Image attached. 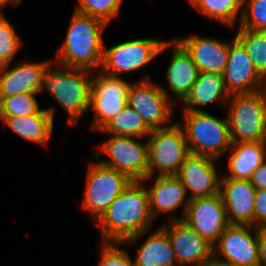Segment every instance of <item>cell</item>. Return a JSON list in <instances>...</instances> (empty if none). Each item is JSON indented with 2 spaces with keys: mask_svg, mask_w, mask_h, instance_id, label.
Returning <instances> with one entry per match:
<instances>
[{
  "mask_svg": "<svg viewBox=\"0 0 266 266\" xmlns=\"http://www.w3.org/2000/svg\"><path fill=\"white\" fill-rule=\"evenodd\" d=\"M153 220L147 189L141 181H132L97 220V225L103 235L102 243L121 245L136 242Z\"/></svg>",
  "mask_w": 266,
  "mask_h": 266,
  "instance_id": "obj_1",
  "label": "cell"
},
{
  "mask_svg": "<svg viewBox=\"0 0 266 266\" xmlns=\"http://www.w3.org/2000/svg\"><path fill=\"white\" fill-rule=\"evenodd\" d=\"M106 25L98 18L75 11L64 44L58 48L59 66L89 71L101 67L104 54L101 33Z\"/></svg>",
  "mask_w": 266,
  "mask_h": 266,
  "instance_id": "obj_2",
  "label": "cell"
},
{
  "mask_svg": "<svg viewBox=\"0 0 266 266\" xmlns=\"http://www.w3.org/2000/svg\"><path fill=\"white\" fill-rule=\"evenodd\" d=\"M91 72L62 66V69L46 68L44 87L69 114V123H77L78 118L90 108Z\"/></svg>",
  "mask_w": 266,
  "mask_h": 266,
  "instance_id": "obj_3",
  "label": "cell"
},
{
  "mask_svg": "<svg viewBox=\"0 0 266 266\" xmlns=\"http://www.w3.org/2000/svg\"><path fill=\"white\" fill-rule=\"evenodd\" d=\"M183 118L189 153L218 160L232 146L227 117L220 120L205 111H184Z\"/></svg>",
  "mask_w": 266,
  "mask_h": 266,
  "instance_id": "obj_4",
  "label": "cell"
},
{
  "mask_svg": "<svg viewBox=\"0 0 266 266\" xmlns=\"http://www.w3.org/2000/svg\"><path fill=\"white\" fill-rule=\"evenodd\" d=\"M229 99L232 144L266 141V97L262 91L231 94Z\"/></svg>",
  "mask_w": 266,
  "mask_h": 266,
  "instance_id": "obj_5",
  "label": "cell"
},
{
  "mask_svg": "<svg viewBox=\"0 0 266 266\" xmlns=\"http://www.w3.org/2000/svg\"><path fill=\"white\" fill-rule=\"evenodd\" d=\"M149 176L154 171L161 175H177L185 157L189 154L184 131L178 124L155 129L148 135Z\"/></svg>",
  "mask_w": 266,
  "mask_h": 266,
  "instance_id": "obj_6",
  "label": "cell"
},
{
  "mask_svg": "<svg viewBox=\"0 0 266 266\" xmlns=\"http://www.w3.org/2000/svg\"><path fill=\"white\" fill-rule=\"evenodd\" d=\"M171 44L170 41L148 38L128 40L109 49L104 48L102 69L99 71L107 76L120 77L121 73L143 68Z\"/></svg>",
  "mask_w": 266,
  "mask_h": 266,
  "instance_id": "obj_7",
  "label": "cell"
},
{
  "mask_svg": "<svg viewBox=\"0 0 266 266\" xmlns=\"http://www.w3.org/2000/svg\"><path fill=\"white\" fill-rule=\"evenodd\" d=\"M131 182L124 173L108 168L99 161L90 163L82 207L97 221Z\"/></svg>",
  "mask_w": 266,
  "mask_h": 266,
  "instance_id": "obj_8",
  "label": "cell"
},
{
  "mask_svg": "<svg viewBox=\"0 0 266 266\" xmlns=\"http://www.w3.org/2000/svg\"><path fill=\"white\" fill-rule=\"evenodd\" d=\"M137 138L140 137L112 135L98 147L111 161H98L108 168L124 173L132 181L144 180L149 176L148 142L143 145Z\"/></svg>",
  "mask_w": 266,
  "mask_h": 266,
  "instance_id": "obj_9",
  "label": "cell"
},
{
  "mask_svg": "<svg viewBox=\"0 0 266 266\" xmlns=\"http://www.w3.org/2000/svg\"><path fill=\"white\" fill-rule=\"evenodd\" d=\"M127 105L144 119L151 130L169 127L165 125L171 119L174 101L163 87L154 84L149 77L131 84Z\"/></svg>",
  "mask_w": 266,
  "mask_h": 266,
  "instance_id": "obj_10",
  "label": "cell"
},
{
  "mask_svg": "<svg viewBox=\"0 0 266 266\" xmlns=\"http://www.w3.org/2000/svg\"><path fill=\"white\" fill-rule=\"evenodd\" d=\"M131 83L121 77H111L100 71L91 81L90 107L94 111L91 129L100 130L127 106Z\"/></svg>",
  "mask_w": 266,
  "mask_h": 266,
  "instance_id": "obj_11",
  "label": "cell"
},
{
  "mask_svg": "<svg viewBox=\"0 0 266 266\" xmlns=\"http://www.w3.org/2000/svg\"><path fill=\"white\" fill-rule=\"evenodd\" d=\"M181 220L212 245H215L230 225L220 193L211 197L191 199Z\"/></svg>",
  "mask_w": 266,
  "mask_h": 266,
  "instance_id": "obj_12",
  "label": "cell"
},
{
  "mask_svg": "<svg viewBox=\"0 0 266 266\" xmlns=\"http://www.w3.org/2000/svg\"><path fill=\"white\" fill-rule=\"evenodd\" d=\"M171 218L170 227L163 225L162 228L169 236L178 266H207L214 258V245L185 224L182 218Z\"/></svg>",
  "mask_w": 266,
  "mask_h": 266,
  "instance_id": "obj_13",
  "label": "cell"
},
{
  "mask_svg": "<svg viewBox=\"0 0 266 266\" xmlns=\"http://www.w3.org/2000/svg\"><path fill=\"white\" fill-rule=\"evenodd\" d=\"M250 229H254V235L251 234ZM215 244L217 245L214 246L213 252L214 258L217 260L238 266H260L257 227L230 224ZM217 252L225 259H220Z\"/></svg>",
  "mask_w": 266,
  "mask_h": 266,
  "instance_id": "obj_14",
  "label": "cell"
},
{
  "mask_svg": "<svg viewBox=\"0 0 266 266\" xmlns=\"http://www.w3.org/2000/svg\"><path fill=\"white\" fill-rule=\"evenodd\" d=\"M215 159L189 153L181 165L177 176L186 191L190 190V200L211 197L220 193V181L215 169Z\"/></svg>",
  "mask_w": 266,
  "mask_h": 266,
  "instance_id": "obj_15",
  "label": "cell"
},
{
  "mask_svg": "<svg viewBox=\"0 0 266 266\" xmlns=\"http://www.w3.org/2000/svg\"><path fill=\"white\" fill-rule=\"evenodd\" d=\"M233 41L223 73L226 91L229 95L260 91L263 78L257 73L244 46L236 38Z\"/></svg>",
  "mask_w": 266,
  "mask_h": 266,
  "instance_id": "obj_16",
  "label": "cell"
},
{
  "mask_svg": "<svg viewBox=\"0 0 266 266\" xmlns=\"http://www.w3.org/2000/svg\"><path fill=\"white\" fill-rule=\"evenodd\" d=\"M220 179V194L229 224L254 226V199L257 190L250 180Z\"/></svg>",
  "mask_w": 266,
  "mask_h": 266,
  "instance_id": "obj_17",
  "label": "cell"
},
{
  "mask_svg": "<svg viewBox=\"0 0 266 266\" xmlns=\"http://www.w3.org/2000/svg\"><path fill=\"white\" fill-rule=\"evenodd\" d=\"M49 62L23 63L9 69V65L0 67V97L31 93L43 90L45 73Z\"/></svg>",
  "mask_w": 266,
  "mask_h": 266,
  "instance_id": "obj_18",
  "label": "cell"
},
{
  "mask_svg": "<svg viewBox=\"0 0 266 266\" xmlns=\"http://www.w3.org/2000/svg\"><path fill=\"white\" fill-rule=\"evenodd\" d=\"M176 41L191 56L198 72L224 73L228 62L230 44L199 36L176 39Z\"/></svg>",
  "mask_w": 266,
  "mask_h": 266,
  "instance_id": "obj_19",
  "label": "cell"
},
{
  "mask_svg": "<svg viewBox=\"0 0 266 266\" xmlns=\"http://www.w3.org/2000/svg\"><path fill=\"white\" fill-rule=\"evenodd\" d=\"M150 212L153 219L157 213H169L184 205V216L190 199L186 197V189L177 175L157 176L153 187L147 189Z\"/></svg>",
  "mask_w": 266,
  "mask_h": 266,
  "instance_id": "obj_20",
  "label": "cell"
},
{
  "mask_svg": "<svg viewBox=\"0 0 266 266\" xmlns=\"http://www.w3.org/2000/svg\"><path fill=\"white\" fill-rule=\"evenodd\" d=\"M172 59L167 69L168 85L182 101L196 82L198 69L186 50L174 39Z\"/></svg>",
  "mask_w": 266,
  "mask_h": 266,
  "instance_id": "obj_21",
  "label": "cell"
},
{
  "mask_svg": "<svg viewBox=\"0 0 266 266\" xmlns=\"http://www.w3.org/2000/svg\"><path fill=\"white\" fill-rule=\"evenodd\" d=\"M229 150L230 174L225 178L250 180L253 172L266 160V141L234 143Z\"/></svg>",
  "mask_w": 266,
  "mask_h": 266,
  "instance_id": "obj_22",
  "label": "cell"
},
{
  "mask_svg": "<svg viewBox=\"0 0 266 266\" xmlns=\"http://www.w3.org/2000/svg\"><path fill=\"white\" fill-rule=\"evenodd\" d=\"M0 118L5 125L25 140L47 145L54 125V109H41L37 114L26 117Z\"/></svg>",
  "mask_w": 266,
  "mask_h": 266,
  "instance_id": "obj_23",
  "label": "cell"
},
{
  "mask_svg": "<svg viewBox=\"0 0 266 266\" xmlns=\"http://www.w3.org/2000/svg\"><path fill=\"white\" fill-rule=\"evenodd\" d=\"M229 96V93L225 89L223 74L199 72L196 82L181 102L185 106L184 111H203L196 106H204L217 99L229 101Z\"/></svg>",
  "mask_w": 266,
  "mask_h": 266,
  "instance_id": "obj_24",
  "label": "cell"
},
{
  "mask_svg": "<svg viewBox=\"0 0 266 266\" xmlns=\"http://www.w3.org/2000/svg\"><path fill=\"white\" fill-rule=\"evenodd\" d=\"M133 262L134 266H178L169 236L162 227L140 245Z\"/></svg>",
  "mask_w": 266,
  "mask_h": 266,
  "instance_id": "obj_25",
  "label": "cell"
},
{
  "mask_svg": "<svg viewBox=\"0 0 266 266\" xmlns=\"http://www.w3.org/2000/svg\"><path fill=\"white\" fill-rule=\"evenodd\" d=\"M118 136L144 137L152 130L146 125L144 119L128 105L113 117L101 130Z\"/></svg>",
  "mask_w": 266,
  "mask_h": 266,
  "instance_id": "obj_26",
  "label": "cell"
},
{
  "mask_svg": "<svg viewBox=\"0 0 266 266\" xmlns=\"http://www.w3.org/2000/svg\"><path fill=\"white\" fill-rule=\"evenodd\" d=\"M190 3L198 11L219 20L223 24L234 26L237 15L240 11V19L242 16L243 0H189Z\"/></svg>",
  "mask_w": 266,
  "mask_h": 266,
  "instance_id": "obj_27",
  "label": "cell"
},
{
  "mask_svg": "<svg viewBox=\"0 0 266 266\" xmlns=\"http://www.w3.org/2000/svg\"><path fill=\"white\" fill-rule=\"evenodd\" d=\"M245 48L257 73L266 76V31L239 29L235 37Z\"/></svg>",
  "mask_w": 266,
  "mask_h": 266,
  "instance_id": "obj_28",
  "label": "cell"
},
{
  "mask_svg": "<svg viewBox=\"0 0 266 266\" xmlns=\"http://www.w3.org/2000/svg\"><path fill=\"white\" fill-rule=\"evenodd\" d=\"M35 94L22 93L0 97V117H26L37 114L41 109Z\"/></svg>",
  "mask_w": 266,
  "mask_h": 266,
  "instance_id": "obj_29",
  "label": "cell"
},
{
  "mask_svg": "<svg viewBox=\"0 0 266 266\" xmlns=\"http://www.w3.org/2000/svg\"><path fill=\"white\" fill-rule=\"evenodd\" d=\"M79 2L75 11L109 23L119 13L122 0H79Z\"/></svg>",
  "mask_w": 266,
  "mask_h": 266,
  "instance_id": "obj_30",
  "label": "cell"
},
{
  "mask_svg": "<svg viewBox=\"0 0 266 266\" xmlns=\"http://www.w3.org/2000/svg\"><path fill=\"white\" fill-rule=\"evenodd\" d=\"M239 29L266 31V0H243Z\"/></svg>",
  "mask_w": 266,
  "mask_h": 266,
  "instance_id": "obj_31",
  "label": "cell"
},
{
  "mask_svg": "<svg viewBox=\"0 0 266 266\" xmlns=\"http://www.w3.org/2000/svg\"><path fill=\"white\" fill-rule=\"evenodd\" d=\"M20 46V40L10 22L0 13V67L10 65Z\"/></svg>",
  "mask_w": 266,
  "mask_h": 266,
  "instance_id": "obj_32",
  "label": "cell"
},
{
  "mask_svg": "<svg viewBox=\"0 0 266 266\" xmlns=\"http://www.w3.org/2000/svg\"><path fill=\"white\" fill-rule=\"evenodd\" d=\"M99 266H134L128 253L115 246V242H104Z\"/></svg>",
  "mask_w": 266,
  "mask_h": 266,
  "instance_id": "obj_33",
  "label": "cell"
},
{
  "mask_svg": "<svg viewBox=\"0 0 266 266\" xmlns=\"http://www.w3.org/2000/svg\"><path fill=\"white\" fill-rule=\"evenodd\" d=\"M254 227L266 228V190H257L255 194Z\"/></svg>",
  "mask_w": 266,
  "mask_h": 266,
  "instance_id": "obj_34",
  "label": "cell"
},
{
  "mask_svg": "<svg viewBox=\"0 0 266 266\" xmlns=\"http://www.w3.org/2000/svg\"><path fill=\"white\" fill-rule=\"evenodd\" d=\"M250 182L256 190H266V161L253 172Z\"/></svg>",
  "mask_w": 266,
  "mask_h": 266,
  "instance_id": "obj_35",
  "label": "cell"
},
{
  "mask_svg": "<svg viewBox=\"0 0 266 266\" xmlns=\"http://www.w3.org/2000/svg\"><path fill=\"white\" fill-rule=\"evenodd\" d=\"M257 244L260 266H266V228H257Z\"/></svg>",
  "mask_w": 266,
  "mask_h": 266,
  "instance_id": "obj_36",
  "label": "cell"
},
{
  "mask_svg": "<svg viewBox=\"0 0 266 266\" xmlns=\"http://www.w3.org/2000/svg\"><path fill=\"white\" fill-rule=\"evenodd\" d=\"M15 6V5H18L21 3V0H0V13H2V9L7 5V4H12Z\"/></svg>",
  "mask_w": 266,
  "mask_h": 266,
  "instance_id": "obj_37",
  "label": "cell"
},
{
  "mask_svg": "<svg viewBox=\"0 0 266 266\" xmlns=\"http://www.w3.org/2000/svg\"><path fill=\"white\" fill-rule=\"evenodd\" d=\"M207 266H236V265L226 263V262L213 258V260Z\"/></svg>",
  "mask_w": 266,
  "mask_h": 266,
  "instance_id": "obj_38",
  "label": "cell"
},
{
  "mask_svg": "<svg viewBox=\"0 0 266 266\" xmlns=\"http://www.w3.org/2000/svg\"><path fill=\"white\" fill-rule=\"evenodd\" d=\"M262 82H263L262 83L263 86L261 87V91H262L263 95L266 97V76L263 78Z\"/></svg>",
  "mask_w": 266,
  "mask_h": 266,
  "instance_id": "obj_39",
  "label": "cell"
}]
</instances>
